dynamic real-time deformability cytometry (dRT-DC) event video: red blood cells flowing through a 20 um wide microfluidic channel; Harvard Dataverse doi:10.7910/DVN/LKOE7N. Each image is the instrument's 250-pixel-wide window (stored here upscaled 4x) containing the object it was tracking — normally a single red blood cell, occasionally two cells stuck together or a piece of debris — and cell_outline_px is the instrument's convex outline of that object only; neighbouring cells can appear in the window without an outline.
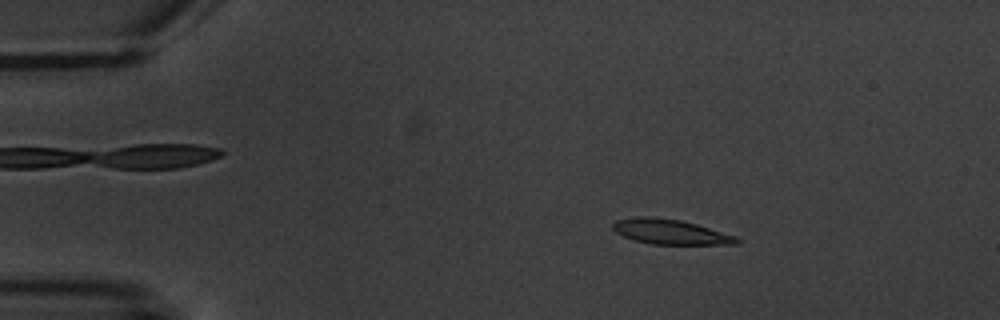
{"species": "common noctule bat (a hibernating species)", "species_latin": "Nyctalus noctula", "temperature_condition": "warm", "stored_images_in_passage": 5, "camera_frame_rate_fps": 3000, "um_per_image_px": 0.085, "animal": {"sex": "male", "body_mass_g": 20.1, "forearm_length_mm": 53.5}, "frame": {"image": 1, "passage_image": 2, "time_ms": 1.0, "image_size_px": [1000, 320], "cell_outline_px": [[740, 244], [652, 244], [632, 240], [616, 232], [612, 228], [612, 224], [616, 220], [640, 216], [648, 216], [680, 220], [696, 224], [736, 236], [740, 240]], "centroid_in_image_um": [56.96, 19.71], "position_along_channel_um": 28.0, "area_um2": 17.92}}